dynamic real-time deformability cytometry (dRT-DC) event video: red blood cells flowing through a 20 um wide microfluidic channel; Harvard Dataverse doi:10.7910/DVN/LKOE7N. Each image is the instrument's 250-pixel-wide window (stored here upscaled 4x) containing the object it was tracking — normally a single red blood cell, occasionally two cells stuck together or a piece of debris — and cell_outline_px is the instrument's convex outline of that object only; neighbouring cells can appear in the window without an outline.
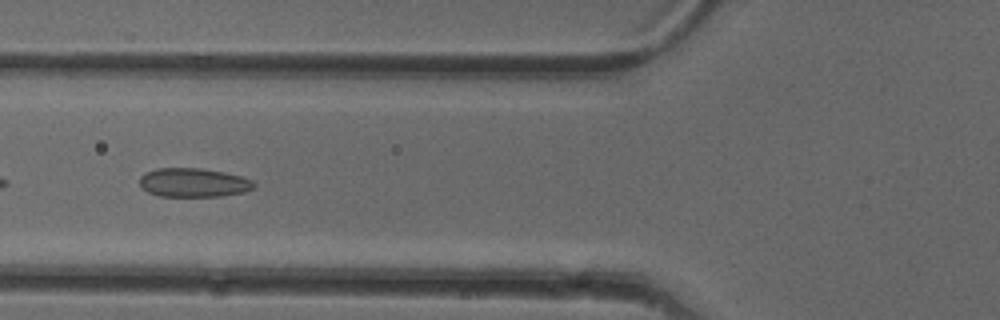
{"species": "common noctule bat (a hibernating species)", "species_latin": "Nyctalus noctula", "temperature_condition": "cold", "stored_images_in_passage": 21, "camera_frame_rate_fps": 3000, "um_per_image_px": 0.085, "animal": {"sex": "female"}, "frame": {"image": 1, "passage_image": 12, "time_ms": 3.667, "image_size_px": [1000, 320], "cell_outline_px": [[256, 188], [244, 192], [220, 196], [160, 196], [148, 192], [140, 184], [140, 176], [144, 172], [156, 168], [200, 168], [224, 172], [240, 176], [252, 180], [256, 184]], "centroid_in_image_um": [16.46, 15.51], "position_along_channel_um": 109.3, "area_um2": 19.31}}
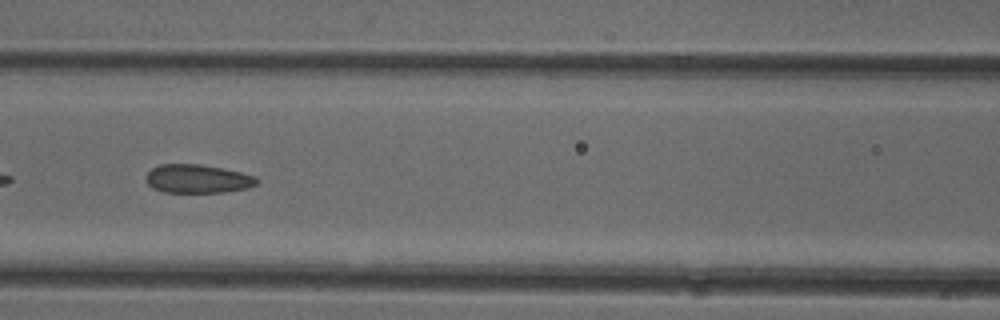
{"frame": {"image": 2, "passage_image": 15, "time_ms": 4.667, "image_size_px": [1000, 320], "cell_outline_px": [[260, 180], [256, 184], [248, 188], [224, 192], [164, 192], [152, 188], [148, 184], [148, 172], [152, 168], [160, 164], [200, 164], [240, 172], [256, 176]], "centroid_in_image_um": [16.82, 15.2], "position_along_channel_um": 149.8, "area_um2": 18.32}}
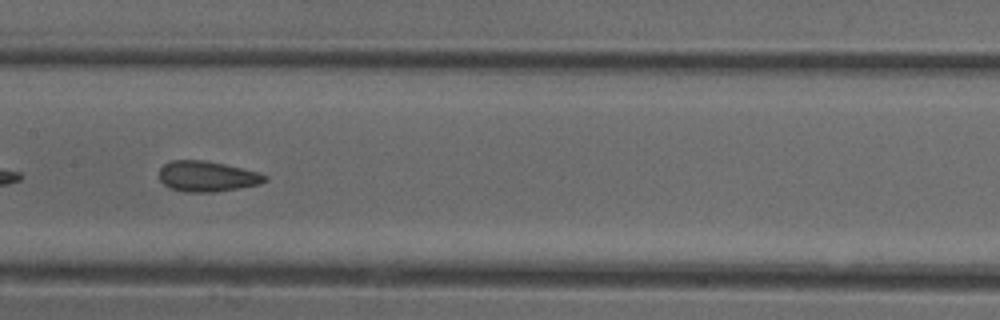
{"frame": {"image": 3, "passage_image": 18, "time_ms": 5.667, "image_size_px": [1000, 320], "cell_outline_px": [[268, 180], [260, 184], [216, 192], [184, 192], [168, 188], [160, 180], [160, 168], [164, 164], [172, 160], [204, 160], [224, 164], [260, 172], [268, 176]], "centroid_in_image_um": [17.62, 14.99], "position_along_channel_um": 189.8, "area_um2": 18.96}}